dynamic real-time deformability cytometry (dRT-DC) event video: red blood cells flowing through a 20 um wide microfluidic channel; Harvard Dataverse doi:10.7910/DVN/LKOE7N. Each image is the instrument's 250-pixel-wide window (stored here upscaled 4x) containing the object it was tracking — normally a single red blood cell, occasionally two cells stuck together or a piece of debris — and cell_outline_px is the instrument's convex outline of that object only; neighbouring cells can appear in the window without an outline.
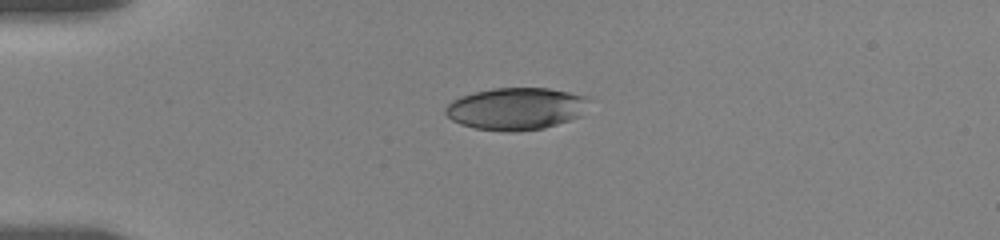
{"species": "human", "species_latin": "Homo sapiens", "temperature_condition": "room temperature", "stored_images_in_passage": 5, "camera_frame_rate_fps": 3000, "um_per_image_px": 0.085, "donor": {"sex": "female"}, "frame": {"image": 1, "passage_image": 1, "time_ms": 0.0, "image_size_px": [1000, 240], "cell_outline_px": [[588, 100], [580, 116], [544, 128], [516, 132], [504, 132], [476, 128], [460, 124], [452, 120], [444, 112], [444, 108], [452, 100], [460, 96], [492, 88], [548, 88], [588, 96]], "centroid_in_image_um": [43.82, 9.24], "position_along_channel_um": 41.2, "area_um2": 35.2}}
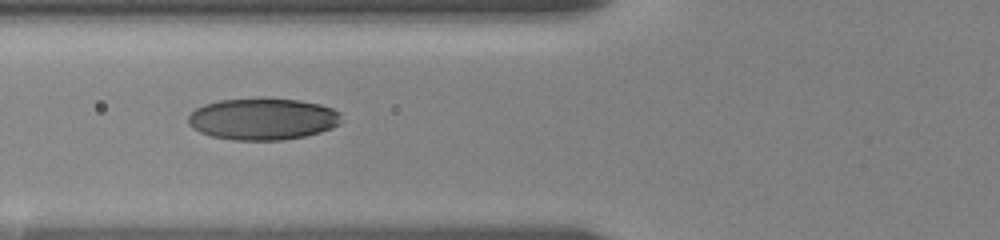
{"frame": {"image": 2, "passage_image": 4, "time_ms": 2.667, "image_size_px": [1000, 240], "cell_outline_px": [[340, 124], [332, 128], [320, 132], [304, 136], [284, 140], [232, 140], [212, 136], [200, 132], [192, 128], [188, 124], [188, 116], [196, 108], [204, 104], [220, 100], [300, 100], [320, 104], [332, 108], [340, 112]], "centroid_in_image_um": [22.33, 10.14], "position_along_channel_um": 103.5, "area_um2": 36.82}}